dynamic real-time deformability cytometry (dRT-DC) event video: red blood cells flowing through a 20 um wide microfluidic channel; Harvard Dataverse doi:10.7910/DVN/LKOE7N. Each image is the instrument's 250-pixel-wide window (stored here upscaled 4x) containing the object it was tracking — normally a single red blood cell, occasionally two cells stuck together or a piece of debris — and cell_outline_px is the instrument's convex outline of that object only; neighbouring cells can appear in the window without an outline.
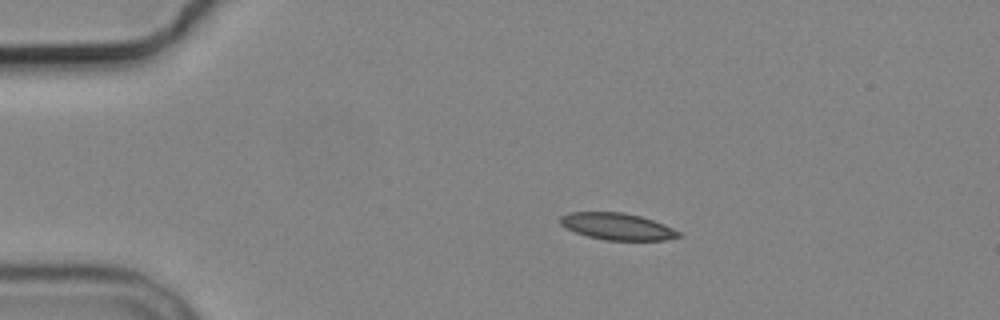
{"species": "common noctule bat (a hibernating species)", "species_latin": "Nyctalus noctula", "temperature_condition": "cold", "stored_images_in_passage": 7, "camera_frame_rate_fps": 3000, "um_per_image_px": 0.085, "animal": {"sex": "male", "body_mass_g": 19.2, "forearm_length_mm": 51.8}, "frame": {"image": 1, "passage_image": 1, "time_ms": 0.0, "image_size_px": [1000, 320], "cell_outline_px": [[684, 236], [664, 240], [608, 240], [588, 236], [576, 232], [560, 224], [560, 216], [568, 212], [624, 212], [640, 216], [664, 224], [680, 232]], "centroid_in_image_um": [52.49, 19.24], "position_along_channel_um": 32.5, "area_um2": 18.38}}
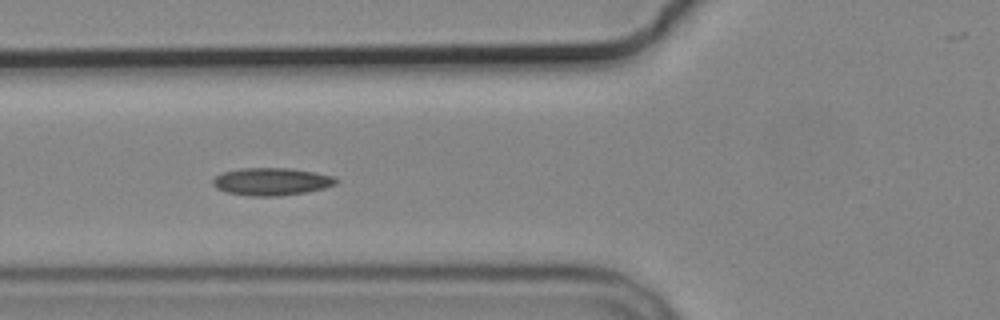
{"frame": {"image": 2, "passage_image": 4, "time_ms": 3.333, "image_size_px": [1000, 320], "cell_outline_px": [[340, 180], [336, 184], [324, 188], [304, 192], [280, 196], [252, 196], [228, 192], [216, 188], [212, 184], [212, 180], [216, 176], [224, 172], [240, 168], [292, 168], [316, 172], [336, 176]], "centroid_in_image_um": [23.13, 15.42], "position_along_channel_um": 102.7, "area_um2": 19.88}}
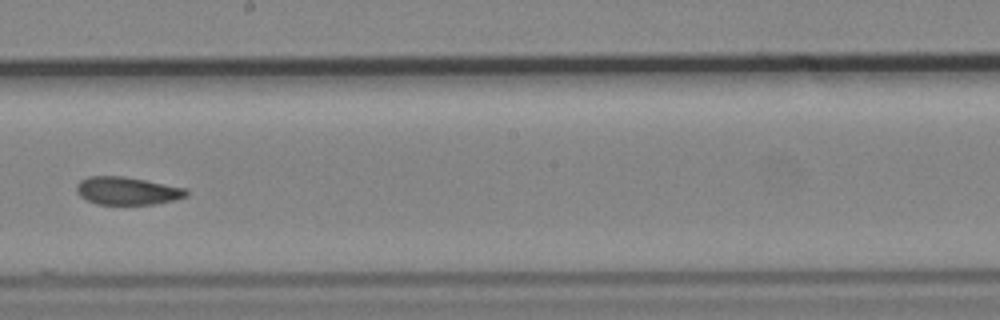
{"frame": {"image": 3, "passage_image": 7, "time_ms": 7.0, "image_size_px": [1000, 320], "cell_outline_px": [[188, 196], [172, 200], [152, 204], [96, 204], [80, 196], [76, 192], [76, 184], [80, 180], [88, 176], [124, 176], [188, 188]], "centroid_in_image_um": [10.8, 16.21], "position_along_channel_um": 237.4, "area_um2": 17.86}}